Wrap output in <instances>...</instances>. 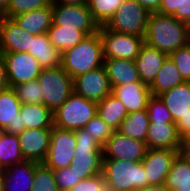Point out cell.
Segmentation results:
<instances>
[{"instance_id":"6da1fadb","label":"cell","mask_w":190,"mask_h":191,"mask_svg":"<svg viewBox=\"0 0 190 191\" xmlns=\"http://www.w3.org/2000/svg\"><path fill=\"white\" fill-rule=\"evenodd\" d=\"M144 42L169 56L190 42L189 24L173 16L150 13Z\"/></svg>"},{"instance_id":"7a4b0ae2","label":"cell","mask_w":190,"mask_h":191,"mask_svg":"<svg viewBox=\"0 0 190 191\" xmlns=\"http://www.w3.org/2000/svg\"><path fill=\"white\" fill-rule=\"evenodd\" d=\"M103 64V44L99 32L67 49L61 57V67L72 78L90 70L98 69Z\"/></svg>"},{"instance_id":"3957f363","label":"cell","mask_w":190,"mask_h":191,"mask_svg":"<svg viewBox=\"0 0 190 191\" xmlns=\"http://www.w3.org/2000/svg\"><path fill=\"white\" fill-rule=\"evenodd\" d=\"M102 174L106 188L114 191H137L148 186L141 161L103 159Z\"/></svg>"},{"instance_id":"277c9868","label":"cell","mask_w":190,"mask_h":191,"mask_svg":"<svg viewBox=\"0 0 190 191\" xmlns=\"http://www.w3.org/2000/svg\"><path fill=\"white\" fill-rule=\"evenodd\" d=\"M76 148L69 165L82 179L102 174L103 148L83 128L74 130Z\"/></svg>"},{"instance_id":"5b68a950","label":"cell","mask_w":190,"mask_h":191,"mask_svg":"<svg viewBox=\"0 0 190 191\" xmlns=\"http://www.w3.org/2000/svg\"><path fill=\"white\" fill-rule=\"evenodd\" d=\"M97 113V103L89 101L73 92L69 98L53 112L54 126L77 130L86 126Z\"/></svg>"},{"instance_id":"8992f818","label":"cell","mask_w":190,"mask_h":191,"mask_svg":"<svg viewBox=\"0 0 190 191\" xmlns=\"http://www.w3.org/2000/svg\"><path fill=\"white\" fill-rule=\"evenodd\" d=\"M37 81L42 88L43 104L53 112L74 92L73 78L61 65L43 69Z\"/></svg>"},{"instance_id":"52a82bcc","label":"cell","mask_w":190,"mask_h":191,"mask_svg":"<svg viewBox=\"0 0 190 191\" xmlns=\"http://www.w3.org/2000/svg\"><path fill=\"white\" fill-rule=\"evenodd\" d=\"M149 14L135 0H125L104 26L113 32L144 37Z\"/></svg>"},{"instance_id":"ba28073f","label":"cell","mask_w":190,"mask_h":191,"mask_svg":"<svg viewBox=\"0 0 190 191\" xmlns=\"http://www.w3.org/2000/svg\"><path fill=\"white\" fill-rule=\"evenodd\" d=\"M52 25L85 32L88 36L98 32L99 25L93 20L87 3L62 4L52 3Z\"/></svg>"},{"instance_id":"9c48e42d","label":"cell","mask_w":190,"mask_h":191,"mask_svg":"<svg viewBox=\"0 0 190 191\" xmlns=\"http://www.w3.org/2000/svg\"><path fill=\"white\" fill-rule=\"evenodd\" d=\"M98 32L103 44L104 59H136L144 42V37L132 34L113 32L104 25L99 26Z\"/></svg>"},{"instance_id":"30bf717a","label":"cell","mask_w":190,"mask_h":191,"mask_svg":"<svg viewBox=\"0 0 190 191\" xmlns=\"http://www.w3.org/2000/svg\"><path fill=\"white\" fill-rule=\"evenodd\" d=\"M75 148V132L53 126L48 154L43 163L53 171L66 168L73 161Z\"/></svg>"},{"instance_id":"8fae6325","label":"cell","mask_w":190,"mask_h":191,"mask_svg":"<svg viewBox=\"0 0 190 191\" xmlns=\"http://www.w3.org/2000/svg\"><path fill=\"white\" fill-rule=\"evenodd\" d=\"M9 87L36 80L43 70L38 60L28 52L2 53Z\"/></svg>"},{"instance_id":"7c38bea8","label":"cell","mask_w":190,"mask_h":191,"mask_svg":"<svg viewBox=\"0 0 190 191\" xmlns=\"http://www.w3.org/2000/svg\"><path fill=\"white\" fill-rule=\"evenodd\" d=\"M74 92L85 99L99 103L112 93L104 66L73 78Z\"/></svg>"},{"instance_id":"4fadbf2b","label":"cell","mask_w":190,"mask_h":191,"mask_svg":"<svg viewBox=\"0 0 190 191\" xmlns=\"http://www.w3.org/2000/svg\"><path fill=\"white\" fill-rule=\"evenodd\" d=\"M103 159L142 161L147 151L146 142L135 140L115 131L104 144Z\"/></svg>"},{"instance_id":"5bb4252c","label":"cell","mask_w":190,"mask_h":191,"mask_svg":"<svg viewBox=\"0 0 190 191\" xmlns=\"http://www.w3.org/2000/svg\"><path fill=\"white\" fill-rule=\"evenodd\" d=\"M182 150L148 148L142 164L145 169L148 185H164L176 156Z\"/></svg>"},{"instance_id":"9a60e30c","label":"cell","mask_w":190,"mask_h":191,"mask_svg":"<svg viewBox=\"0 0 190 191\" xmlns=\"http://www.w3.org/2000/svg\"><path fill=\"white\" fill-rule=\"evenodd\" d=\"M51 129H24L19 137V145L24 160L43 163L48 154Z\"/></svg>"},{"instance_id":"2e32d148","label":"cell","mask_w":190,"mask_h":191,"mask_svg":"<svg viewBox=\"0 0 190 191\" xmlns=\"http://www.w3.org/2000/svg\"><path fill=\"white\" fill-rule=\"evenodd\" d=\"M34 35L25 32L13 19L0 16V52H22L31 50Z\"/></svg>"},{"instance_id":"e0dca14e","label":"cell","mask_w":190,"mask_h":191,"mask_svg":"<svg viewBox=\"0 0 190 191\" xmlns=\"http://www.w3.org/2000/svg\"><path fill=\"white\" fill-rule=\"evenodd\" d=\"M20 108L21 102L13 88L0 91V131L18 135L25 129Z\"/></svg>"},{"instance_id":"ac0fdd59","label":"cell","mask_w":190,"mask_h":191,"mask_svg":"<svg viewBox=\"0 0 190 191\" xmlns=\"http://www.w3.org/2000/svg\"><path fill=\"white\" fill-rule=\"evenodd\" d=\"M146 145L150 149L182 150V138L175 122H149Z\"/></svg>"},{"instance_id":"d6986e66","label":"cell","mask_w":190,"mask_h":191,"mask_svg":"<svg viewBox=\"0 0 190 191\" xmlns=\"http://www.w3.org/2000/svg\"><path fill=\"white\" fill-rule=\"evenodd\" d=\"M112 94L125 106L127 113L146 110L151 96L150 88L143 82H131L112 88Z\"/></svg>"},{"instance_id":"ffe728a7","label":"cell","mask_w":190,"mask_h":191,"mask_svg":"<svg viewBox=\"0 0 190 191\" xmlns=\"http://www.w3.org/2000/svg\"><path fill=\"white\" fill-rule=\"evenodd\" d=\"M37 164V162L25 160L4 168V191H31Z\"/></svg>"},{"instance_id":"44dd1931","label":"cell","mask_w":190,"mask_h":191,"mask_svg":"<svg viewBox=\"0 0 190 191\" xmlns=\"http://www.w3.org/2000/svg\"><path fill=\"white\" fill-rule=\"evenodd\" d=\"M167 54L144 43L137 55L135 62L138 68L140 80L150 86L157 73L167 58Z\"/></svg>"},{"instance_id":"7402d4cb","label":"cell","mask_w":190,"mask_h":191,"mask_svg":"<svg viewBox=\"0 0 190 191\" xmlns=\"http://www.w3.org/2000/svg\"><path fill=\"white\" fill-rule=\"evenodd\" d=\"M103 66L112 88L131 82H142L134 60L104 59Z\"/></svg>"},{"instance_id":"603a6c76","label":"cell","mask_w":190,"mask_h":191,"mask_svg":"<svg viewBox=\"0 0 190 191\" xmlns=\"http://www.w3.org/2000/svg\"><path fill=\"white\" fill-rule=\"evenodd\" d=\"M12 19L25 32L33 35L45 34L53 23L52 5L17 15Z\"/></svg>"},{"instance_id":"cb8c5ba5","label":"cell","mask_w":190,"mask_h":191,"mask_svg":"<svg viewBox=\"0 0 190 191\" xmlns=\"http://www.w3.org/2000/svg\"><path fill=\"white\" fill-rule=\"evenodd\" d=\"M28 53L38 60L43 69L61 65L62 53L49 41L47 33L34 35Z\"/></svg>"},{"instance_id":"d4e9b609","label":"cell","mask_w":190,"mask_h":191,"mask_svg":"<svg viewBox=\"0 0 190 191\" xmlns=\"http://www.w3.org/2000/svg\"><path fill=\"white\" fill-rule=\"evenodd\" d=\"M159 96L171 113L174 122L190 111V81H185Z\"/></svg>"},{"instance_id":"484cf974","label":"cell","mask_w":190,"mask_h":191,"mask_svg":"<svg viewBox=\"0 0 190 191\" xmlns=\"http://www.w3.org/2000/svg\"><path fill=\"white\" fill-rule=\"evenodd\" d=\"M21 120L25 129H52L53 111L44 104H21Z\"/></svg>"},{"instance_id":"4316f807","label":"cell","mask_w":190,"mask_h":191,"mask_svg":"<svg viewBox=\"0 0 190 191\" xmlns=\"http://www.w3.org/2000/svg\"><path fill=\"white\" fill-rule=\"evenodd\" d=\"M184 82L185 80L179 73L175 63L170 56H167L149 88L151 95L159 96Z\"/></svg>"},{"instance_id":"83f0119b","label":"cell","mask_w":190,"mask_h":191,"mask_svg":"<svg viewBox=\"0 0 190 191\" xmlns=\"http://www.w3.org/2000/svg\"><path fill=\"white\" fill-rule=\"evenodd\" d=\"M164 186L170 191H190V161L182 152L174 159Z\"/></svg>"},{"instance_id":"f1b7e54d","label":"cell","mask_w":190,"mask_h":191,"mask_svg":"<svg viewBox=\"0 0 190 191\" xmlns=\"http://www.w3.org/2000/svg\"><path fill=\"white\" fill-rule=\"evenodd\" d=\"M148 128L149 118L147 110H141L128 113L116 131L123 136L146 142Z\"/></svg>"},{"instance_id":"f546056e","label":"cell","mask_w":190,"mask_h":191,"mask_svg":"<svg viewBox=\"0 0 190 191\" xmlns=\"http://www.w3.org/2000/svg\"><path fill=\"white\" fill-rule=\"evenodd\" d=\"M98 115L112 128L117 130L128 115L123 103L112 93L97 103Z\"/></svg>"},{"instance_id":"4dcf8cb0","label":"cell","mask_w":190,"mask_h":191,"mask_svg":"<svg viewBox=\"0 0 190 191\" xmlns=\"http://www.w3.org/2000/svg\"><path fill=\"white\" fill-rule=\"evenodd\" d=\"M47 35L49 41L61 53L76 46L78 43L88 37V35L83 31L61 28L57 25H52L47 31Z\"/></svg>"},{"instance_id":"1f68e13d","label":"cell","mask_w":190,"mask_h":191,"mask_svg":"<svg viewBox=\"0 0 190 191\" xmlns=\"http://www.w3.org/2000/svg\"><path fill=\"white\" fill-rule=\"evenodd\" d=\"M19 144L18 135L0 131V169L25 161Z\"/></svg>"},{"instance_id":"d6a6232c","label":"cell","mask_w":190,"mask_h":191,"mask_svg":"<svg viewBox=\"0 0 190 191\" xmlns=\"http://www.w3.org/2000/svg\"><path fill=\"white\" fill-rule=\"evenodd\" d=\"M125 0H87L93 20L99 25H105Z\"/></svg>"},{"instance_id":"836d02e7","label":"cell","mask_w":190,"mask_h":191,"mask_svg":"<svg viewBox=\"0 0 190 191\" xmlns=\"http://www.w3.org/2000/svg\"><path fill=\"white\" fill-rule=\"evenodd\" d=\"M21 104H43L42 88L37 79L12 87Z\"/></svg>"},{"instance_id":"e575fe53","label":"cell","mask_w":190,"mask_h":191,"mask_svg":"<svg viewBox=\"0 0 190 191\" xmlns=\"http://www.w3.org/2000/svg\"><path fill=\"white\" fill-rule=\"evenodd\" d=\"M31 191H59L55 182L54 171L44 163H38L35 167Z\"/></svg>"},{"instance_id":"d590c367","label":"cell","mask_w":190,"mask_h":191,"mask_svg":"<svg viewBox=\"0 0 190 191\" xmlns=\"http://www.w3.org/2000/svg\"><path fill=\"white\" fill-rule=\"evenodd\" d=\"M88 134L92 135L95 141L103 147L104 144L116 131L114 128L109 126L99 115H96L87 122L83 128Z\"/></svg>"},{"instance_id":"8d00e7d4","label":"cell","mask_w":190,"mask_h":191,"mask_svg":"<svg viewBox=\"0 0 190 191\" xmlns=\"http://www.w3.org/2000/svg\"><path fill=\"white\" fill-rule=\"evenodd\" d=\"M52 3L53 0H10L7 12L3 16L12 19L23 13L49 7Z\"/></svg>"},{"instance_id":"74e56055","label":"cell","mask_w":190,"mask_h":191,"mask_svg":"<svg viewBox=\"0 0 190 191\" xmlns=\"http://www.w3.org/2000/svg\"><path fill=\"white\" fill-rule=\"evenodd\" d=\"M149 122H174L171 113L166 108L160 96L151 95L146 107Z\"/></svg>"},{"instance_id":"f35d334b","label":"cell","mask_w":190,"mask_h":191,"mask_svg":"<svg viewBox=\"0 0 190 191\" xmlns=\"http://www.w3.org/2000/svg\"><path fill=\"white\" fill-rule=\"evenodd\" d=\"M170 58L175 63L185 81H190V42L171 53Z\"/></svg>"},{"instance_id":"ab89813d","label":"cell","mask_w":190,"mask_h":191,"mask_svg":"<svg viewBox=\"0 0 190 191\" xmlns=\"http://www.w3.org/2000/svg\"><path fill=\"white\" fill-rule=\"evenodd\" d=\"M54 178L59 191H67L82 180V178L69 166L63 169L54 170Z\"/></svg>"},{"instance_id":"60d3db41","label":"cell","mask_w":190,"mask_h":191,"mask_svg":"<svg viewBox=\"0 0 190 191\" xmlns=\"http://www.w3.org/2000/svg\"><path fill=\"white\" fill-rule=\"evenodd\" d=\"M106 184L103 174L95 175L90 178L82 179L74 187L67 191H104Z\"/></svg>"},{"instance_id":"b9f144b4","label":"cell","mask_w":190,"mask_h":191,"mask_svg":"<svg viewBox=\"0 0 190 191\" xmlns=\"http://www.w3.org/2000/svg\"><path fill=\"white\" fill-rule=\"evenodd\" d=\"M172 16L190 25V0H180L179 9Z\"/></svg>"},{"instance_id":"7bdbcfd3","label":"cell","mask_w":190,"mask_h":191,"mask_svg":"<svg viewBox=\"0 0 190 191\" xmlns=\"http://www.w3.org/2000/svg\"><path fill=\"white\" fill-rule=\"evenodd\" d=\"M178 135L183 139L190 132V111L181 115L175 122Z\"/></svg>"},{"instance_id":"ee69618b","label":"cell","mask_w":190,"mask_h":191,"mask_svg":"<svg viewBox=\"0 0 190 191\" xmlns=\"http://www.w3.org/2000/svg\"><path fill=\"white\" fill-rule=\"evenodd\" d=\"M179 2L180 0H161L159 10L156 13L172 16L179 9Z\"/></svg>"},{"instance_id":"f6af8a7d","label":"cell","mask_w":190,"mask_h":191,"mask_svg":"<svg viewBox=\"0 0 190 191\" xmlns=\"http://www.w3.org/2000/svg\"><path fill=\"white\" fill-rule=\"evenodd\" d=\"M9 84L6 75V65L3 54L0 52V91L8 89Z\"/></svg>"},{"instance_id":"bcb514c9","label":"cell","mask_w":190,"mask_h":191,"mask_svg":"<svg viewBox=\"0 0 190 191\" xmlns=\"http://www.w3.org/2000/svg\"><path fill=\"white\" fill-rule=\"evenodd\" d=\"M149 13H156L159 10L161 0H135Z\"/></svg>"},{"instance_id":"7dc6e473","label":"cell","mask_w":190,"mask_h":191,"mask_svg":"<svg viewBox=\"0 0 190 191\" xmlns=\"http://www.w3.org/2000/svg\"><path fill=\"white\" fill-rule=\"evenodd\" d=\"M137 191H170V190L164 185H148L141 189H138Z\"/></svg>"},{"instance_id":"c3c4849f","label":"cell","mask_w":190,"mask_h":191,"mask_svg":"<svg viewBox=\"0 0 190 191\" xmlns=\"http://www.w3.org/2000/svg\"><path fill=\"white\" fill-rule=\"evenodd\" d=\"M53 2L76 5V4H85L87 3V0H53Z\"/></svg>"},{"instance_id":"681fc988","label":"cell","mask_w":190,"mask_h":191,"mask_svg":"<svg viewBox=\"0 0 190 191\" xmlns=\"http://www.w3.org/2000/svg\"><path fill=\"white\" fill-rule=\"evenodd\" d=\"M10 0H0V16H3L9 7Z\"/></svg>"},{"instance_id":"f907efd6","label":"cell","mask_w":190,"mask_h":191,"mask_svg":"<svg viewBox=\"0 0 190 191\" xmlns=\"http://www.w3.org/2000/svg\"><path fill=\"white\" fill-rule=\"evenodd\" d=\"M182 147H190V132L182 139Z\"/></svg>"},{"instance_id":"816d5d0a","label":"cell","mask_w":190,"mask_h":191,"mask_svg":"<svg viewBox=\"0 0 190 191\" xmlns=\"http://www.w3.org/2000/svg\"><path fill=\"white\" fill-rule=\"evenodd\" d=\"M186 158L190 161V147H182V151H181Z\"/></svg>"},{"instance_id":"f5cc1de1","label":"cell","mask_w":190,"mask_h":191,"mask_svg":"<svg viewBox=\"0 0 190 191\" xmlns=\"http://www.w3.org/2000/svg\"><path fill=\"white\" fill-rule=\"evenodd\" d=\"M3 183H4V172L3 169H0V191H4Z\"/></svg>"},{"instance_id":"db71d44e","label":"cell","mask_w":190,"mask_h":191,"mask_svg":"<svg viewBox=\"0 0 190 191\" xmlns=\"http://www.w3.org/2000/svg\"><path fill=\"white\" fill-rule=\"evenodd\" d=\"M104 191H114V190H110V189H107V188H106Z\"/></svg>"}]
</instances>
